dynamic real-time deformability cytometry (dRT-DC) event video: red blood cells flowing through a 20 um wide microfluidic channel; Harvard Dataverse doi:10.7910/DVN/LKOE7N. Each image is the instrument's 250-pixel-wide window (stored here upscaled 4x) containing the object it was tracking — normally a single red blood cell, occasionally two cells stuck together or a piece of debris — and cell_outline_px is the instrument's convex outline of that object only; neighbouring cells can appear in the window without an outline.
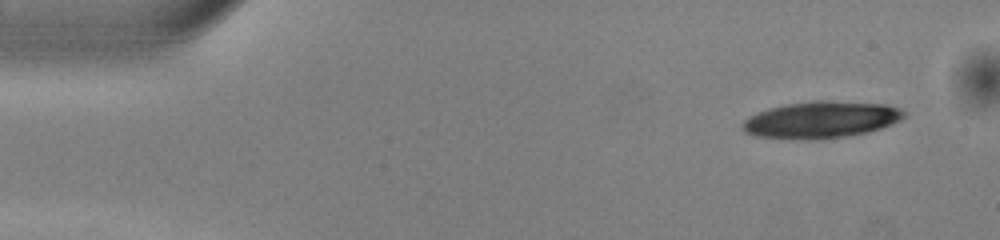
{"species": "common noctule bat (a hibernating species)", "species_latin": "Nyctalus noctula", "temperature_condition": "warm", "stored_images_in_passage": 50, "camera_frame_rate_fps": 3000, "um_per_image_px": 0.085, "animal": {"sex": "male", "body_mass_g": 13.0, "forearm_length_mm": 53.1}, "frame": {"image": 1, "passage_image": 3, "time_ms": 0.667, "image_size_px": [1000, 240], "cell_outline_px": [[908, 112], [900, 120], [892, 124], [868, 132], [820, 140], [808, 140], [756, 136], [744, 132], [740, 124], [748, 116], [756, 112], [768, 108], [788, 104], [816, 100], [820, 100], [884, 104], [900, 108]], "centroid_in_image_um": [69.77, 10.18], "position_along_channel_um": 15.2, "area_um2": 34.74}}
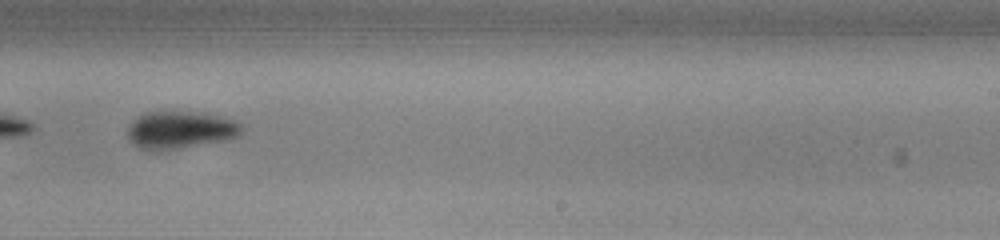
{"frame": {"image": 2, "passage_image": 31, "time_ms": 10.0, "image_size_px": [1000, 240], "cell_outline_px": [[240, 136], [228, 140], [160, 152], [152, 152], [140, 148], [128, 140], [128, 124], [136, 116], [144, 112], [204, 112], [236, 120], [240, 124]], "centroid_in_image_um": [15.29, 11.06], "position_along_channel_um": 273.7, "area_um2": 25.55}}
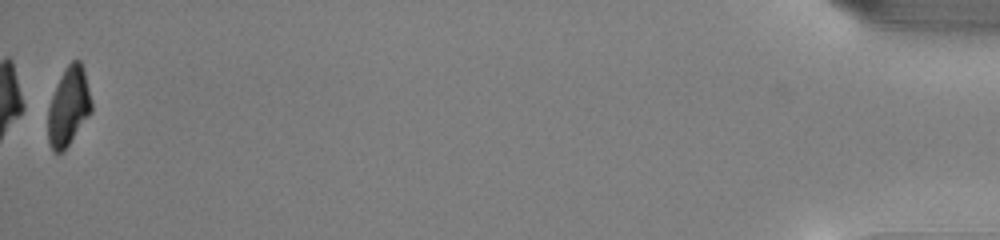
{"frame": {"image": 3, "passage_image": 50, "time_ms": 16.333, "image_size_px": [1000, 240], "cell_outline_px": [[92, 112], [64, 152], [52, 152], [48, 144], [48, 108], [52, 96], [60, 76], [64, 68], [72, 60], [80, 60], [84, 72], [92, 100]], "centroid_in_image_um": [5.83, 9.1], "position_along_channel_um": 429.4, "area_um2": 20.11}, "authors_computed_cell_mechanics": {"area_um2": 25.6632, "velocity_mm_per_s": 4.0366, "shape_relaxation_time_tau1_ms": 3.6663, "shape_relaxation_time_tau2_ms": 10.7317, "deformation_change_tau1": 0.153, "deformation_change_tau2": 0.1496}}